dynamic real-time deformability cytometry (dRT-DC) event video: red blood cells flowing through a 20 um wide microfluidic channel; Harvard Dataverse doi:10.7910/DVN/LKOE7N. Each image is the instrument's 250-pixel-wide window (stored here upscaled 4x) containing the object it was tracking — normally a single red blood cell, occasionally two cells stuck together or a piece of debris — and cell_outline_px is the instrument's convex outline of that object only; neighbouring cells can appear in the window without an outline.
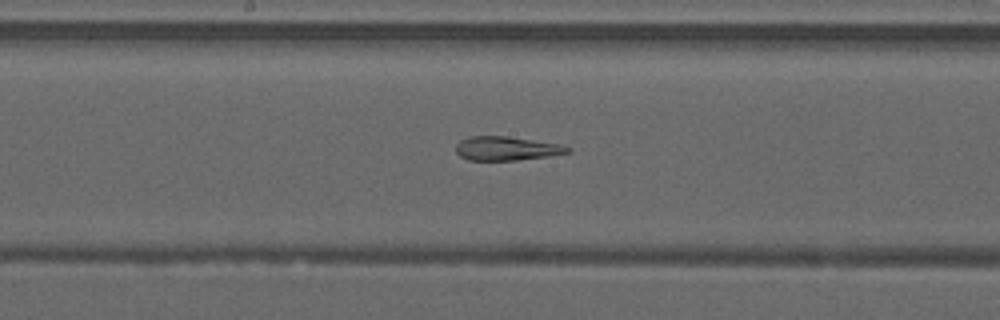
{"species": "common noctule bat (a hibernating species)", "species_latin": "Nyctalus noctula", "temperature_condition": "warm", "stored_images_in_passage": 34, "camera_frame_rate_fps": 3000, "um_per_image_px": 0.085, "animal": {"sex": "male", "forearm_length_mm": 52.5}, "frame": {"image": 1, "passage_image": 11, "time_ms": 3.333, "image_size_px": [1000, 320], "cell_outline_px": [[572, 152], [548, 156], [516, 160], [468, 160], [460, 156], [456, 152], [456, 144], [460, 140], [472, 136], [504, 136], [532, 140], [556, 144], [572, 148]], "centroid_in_image_um": [43.02, 12.62], "position_along_channel_um": 205.2, "area_um2": 15.37}}
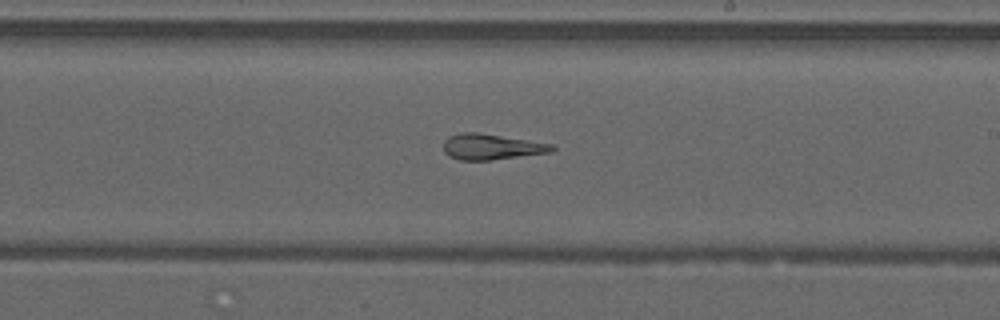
{"frame": {"image": 2, "passage_image": 14, "time_ms": 4.333, "image_size_px": [1000, 320], "cell_outline_px": [[556, 148], [552, 152], [492, 160], [460, 160], [448, 156], [444, 152], [444, 140], [448, 136], [460, 132], [476, 132], [552, 144]], "centroid_in_image_um": [41.74, 12.48], "position_along_channel_um": 247.3, "area_um2": 16.24}}
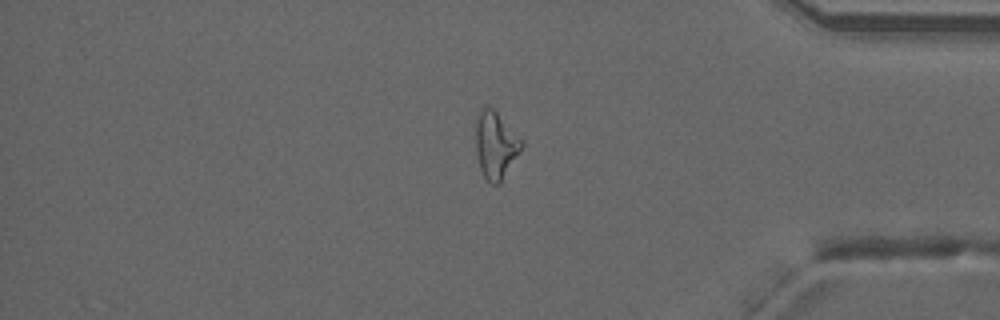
{"frame": {"image": 3, "passage_image": 26, "time_ms": 8.333, "image_size_px": [1000, 320], "cell_outline_px": [[524, 144], [500, 180], [496, 184], [492, 184], [484, 176], [480, 168], [476, 152], [476, 120], [480, 108], [492, 108], [524, 140]], "centroid_in_image_um": [42.11, 12.28], "position_along_channel_um": 393.1, "area_um2": 17.34}, "authors_computed_cell_mechanics": {"area_um2": 17.4267, "velocity_mm_per_s": 4.2374, "shape_relaxation_time_tau1_ms": null, "shape_relaxation_time_tau2_ms": 4.002, "deformation_change_tau1": null, "deformation_change_tau2": 0.1511}}